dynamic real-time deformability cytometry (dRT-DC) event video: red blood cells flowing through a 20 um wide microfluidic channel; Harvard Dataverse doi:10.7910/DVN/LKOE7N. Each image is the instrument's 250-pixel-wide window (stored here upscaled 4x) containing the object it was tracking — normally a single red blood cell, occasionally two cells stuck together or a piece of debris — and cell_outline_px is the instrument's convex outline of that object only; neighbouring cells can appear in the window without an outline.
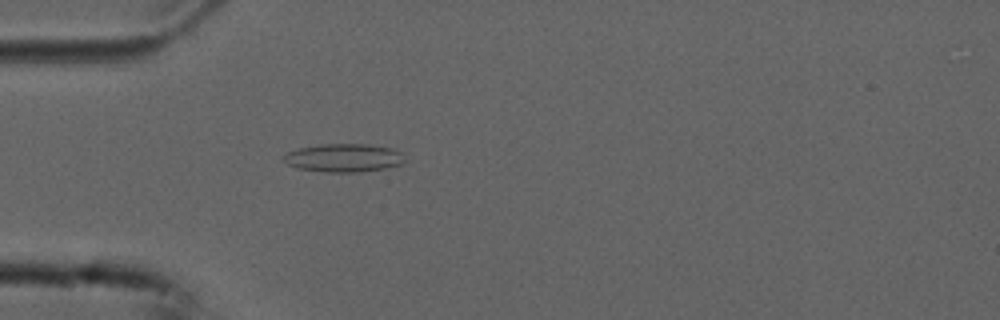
{"species": "common noctule bat (a hibernating species)", "species_latin": "Nyctalus noctula", "temperature_condition": "cold", "stored_images_in_passage": 5, "camera_frame_rate_fps": 3000, "um_per_image_px": 0.085, "animal": {"sex": "male", "forearm_length_mm": 52.5}, "frame": {"image": 1, "passage_image": 5, "time_ms": 1.333, "image_size_px": [1000, 320], "cell_outline_px": [[404, 164], [384, 168], [360, 172], [324, 172], [296, 168], [288, 164], [280, 156], [288, 152], [300, 148], [320, 144], [368, 144], [392, 148], [400, 152], [404, 160]], "centroid_in_image_um": [29.2, 13.42], "position_along_channel_um": 55.8, "area_um2": 20.0}}